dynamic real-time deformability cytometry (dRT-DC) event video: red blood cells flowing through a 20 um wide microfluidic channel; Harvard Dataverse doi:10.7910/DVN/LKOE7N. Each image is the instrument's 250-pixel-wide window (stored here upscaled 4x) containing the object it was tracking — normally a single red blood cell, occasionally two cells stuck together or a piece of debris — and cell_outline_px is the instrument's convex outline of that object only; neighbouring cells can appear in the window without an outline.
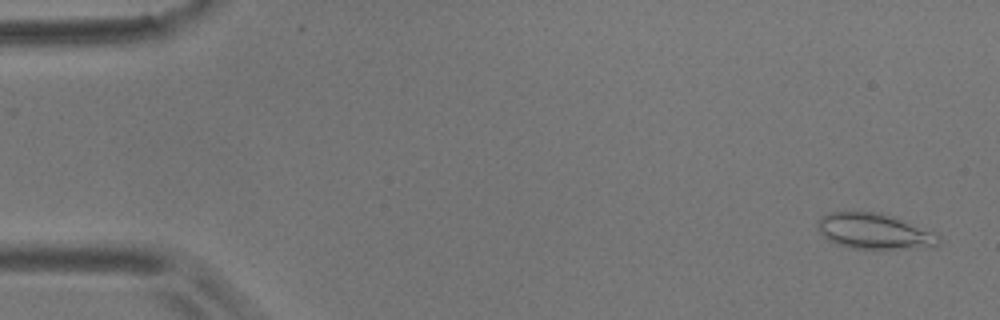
{"species": "common noctule bat (a hibernating species)", "species_latin": "Nyctalus noctula", "temperature_condition": "room temperature", "stored_images_in_passage": 4, "camera_frame_rate_fps": 3000, "um_per_image_px": 0.085, "animal": {"sex": "male", "body_mass_g": 17.9}, "frame": {"image": 1, "passage_image": 1, "time_ms": 0.0, "image_size_px": [1000, 320], "cell_outline_px": [[940, 244], [936, 248], [848, 248], [836, 244], [828, 240], [820, 232], [816, 224], [816, 220], [820, 216], [828, 212], [880, 212], [896, 216], [940, 236]], "centroid_in_image_um": [74.31, 19.65], "position_along_channel_um": 10.7, "area_um2": 25.43}}